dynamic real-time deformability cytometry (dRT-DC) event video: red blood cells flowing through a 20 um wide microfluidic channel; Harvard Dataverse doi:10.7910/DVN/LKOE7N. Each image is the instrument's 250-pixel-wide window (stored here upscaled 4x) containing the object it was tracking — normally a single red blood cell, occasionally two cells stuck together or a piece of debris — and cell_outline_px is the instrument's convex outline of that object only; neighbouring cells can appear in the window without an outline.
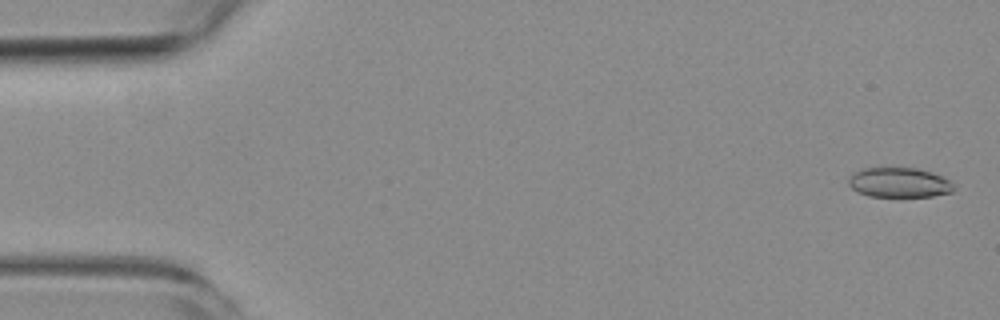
{"species": "common noctule bat (a hibernating species)", "species_latin": "Nyctalus noctula", "temperature_condition": "room temperature", "stored_images_in_passage": 5, "camera_frame_rate_fps": 3000, "um_per_image_px": 0.085, "animal": {"sex": "female", "body_mass_g": 19.3, "forearm_length_mm": 54.1}, "frame": {"image": 1, "passage_image": 1, "time_ms": 0.0, "image_size_px": [1000, 320], "cell_outline_px": [[956, 188], [952, 192], [932, 196], [868, 196], [852, 188], [848, 184], [848, 176], [852, 172], [860, 168], [892, 164], [916, 168], [932, 172], [948, 180]], "centroid_in_image_um": [76.36, 15.45], "position_along_channel_um": 8.6, "area_um2": 19.07}}